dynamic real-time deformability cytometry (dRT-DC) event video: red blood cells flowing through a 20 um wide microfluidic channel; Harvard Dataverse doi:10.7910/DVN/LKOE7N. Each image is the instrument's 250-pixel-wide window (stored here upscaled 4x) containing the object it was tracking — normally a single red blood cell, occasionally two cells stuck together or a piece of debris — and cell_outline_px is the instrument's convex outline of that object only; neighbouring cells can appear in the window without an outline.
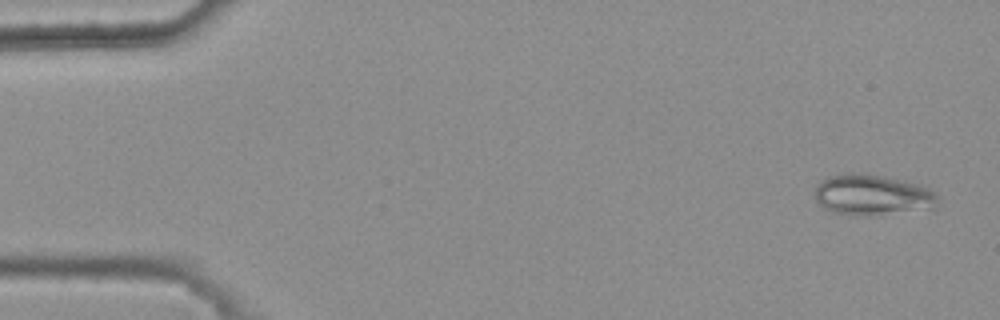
{"species": "common noctule bat (a hibernating species)", "species_latin": "Nyctalus noctula", "temperature_condition": "warm", "stored_images_in_passage": 14, "camera_frame_rate_fps": 3000, "um_per_image_px": 0.085, "animal": {"sex": "female", "body_mass_g": 25.1}, "frame": {"image": 1, "passage_image": 3, "time_ms": 0.667, "image_size_px": [1000, 320], "cell_outline_px": [[936, 196], [932, 208], [868, 216], [832, 212], [824, 208], [816, 200], [816, 184], [820, 180], [832, 176], [848, 172], [860, 172], [904, 180], [920, 184], [936, 192]], "centroid_in_image_um": [74.11, 16.55], "position_along_channel_um": 10.9, "area_um2": 29.02}}